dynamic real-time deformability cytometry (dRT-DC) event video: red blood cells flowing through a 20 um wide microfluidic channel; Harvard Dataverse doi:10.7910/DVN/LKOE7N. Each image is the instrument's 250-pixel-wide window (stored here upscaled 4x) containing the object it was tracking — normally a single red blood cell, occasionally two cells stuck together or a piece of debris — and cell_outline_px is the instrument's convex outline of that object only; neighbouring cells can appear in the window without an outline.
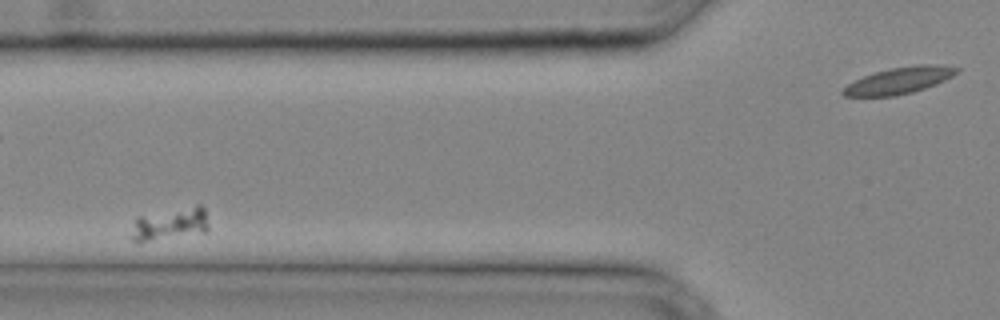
{"species": "common noctule bat (a hibernating species)", "species_latin": "Nyctalus noctula", "temperature_condition": "cold", "stored_images_in_passage": 22, "camera_frame_rate_fps": 3000, "um_per_image_px": 0.085, "animal": {"sex": "male", "body_mass_g": 20.4}, "frame": {"image": 1, "passage_image": 4, "time_ms": 1.0, "image_size_px": [1000, 320], "cell_outline_px": [[208, 232], [140, 244], [136, 244], [132, 240], [132, 236], [136, 216], [196, 204], [200, 204], [204, 208], [208, 224]], "centroid_in_image_um": [14.46, 19.06], "position_along_channel_um": 111.3, "area_um2": 15.32}}
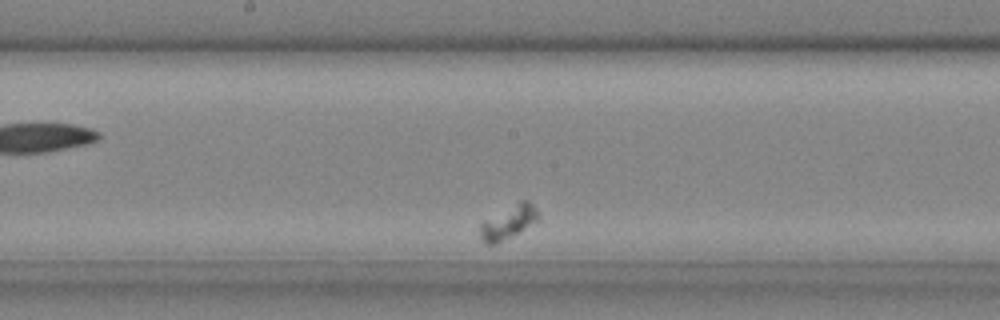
{"frame": {"image": 2, "passage_image": 10, "time_ms": 3.0, "image_size_px": [1000, 320], "cell_outline_px": [[540, 220], [496, 244], [488, 244], [480, 236], [480, 224], [484, 220], [520, 200], [528, 200], [536, 208], [540, 216]], "centroid_in_image_um": [43.25, 18.86], "position_along_channel_um": 204.9, "area_um2": 11.21}}